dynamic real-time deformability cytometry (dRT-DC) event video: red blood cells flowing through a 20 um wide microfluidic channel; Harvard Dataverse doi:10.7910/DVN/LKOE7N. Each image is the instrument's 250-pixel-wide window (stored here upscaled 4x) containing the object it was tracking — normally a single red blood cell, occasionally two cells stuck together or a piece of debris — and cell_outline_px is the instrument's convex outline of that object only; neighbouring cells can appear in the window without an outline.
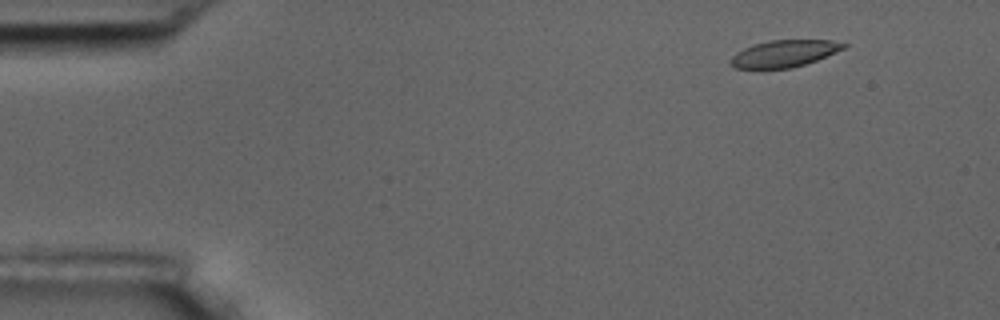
{"species": "common noctule bat (a hibernating species)", "species_latin": "Nyctalus noctula", "temperature_condition": "room temperature", "stored_images_in_passage": 5, "camera_frame_rate_fps": 3000, "um_per_image_px": 0.085, "animal": {"sex": "male", "body_mass_g": 17.5, "forearm_length_mm": 52.3}, "frame": {"image": 1, "passage_image": 1, "time_ms": 0.0, "image_size_px": [1000, 320], "cell_outline_px": [[848, 44], [844, 48], [816, 60], [792, 68], [736, 68], [728, 64], [728, 60], [736, 52], [752, 44], [768, 40], [832, 40]], "centroid_in_image_um": [66.59, 4.54], "position_along_channel_um": 18.4, "area_um2": 17.69}}
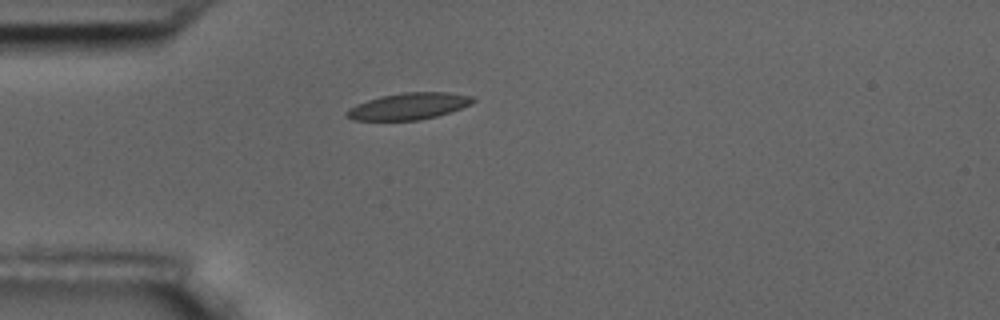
{"frame": {"image": 2, "passage_image": 4, "time_ms": 3.333, "image_size_px": [1000, 320], "cell_outline_px": [[476, 100], [472, 104], [436, 116], [420, 120], [352, 120], [344, 116], [344, 112], [356, 104], [380, 96], [404, 92], [448, 92], [472, 96]], "centroid_in_image_um": [34.71, 9.02], "position_along_channel_um": 50.3, "area_um2": 19.59}}